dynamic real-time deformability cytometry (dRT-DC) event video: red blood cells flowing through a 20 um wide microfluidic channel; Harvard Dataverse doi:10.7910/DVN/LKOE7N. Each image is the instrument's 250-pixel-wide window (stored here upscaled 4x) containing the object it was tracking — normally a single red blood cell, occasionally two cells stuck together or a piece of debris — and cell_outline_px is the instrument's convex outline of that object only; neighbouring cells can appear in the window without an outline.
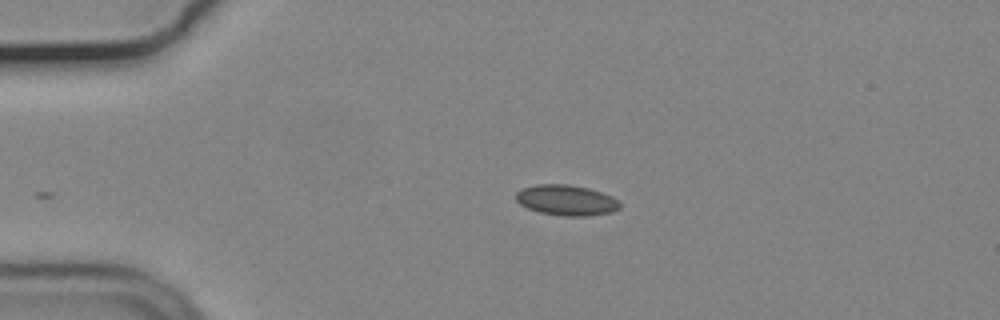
{"species": "common noctule bat (a hibernating species)", "species_latin": "Nyctalus noctula", "temperature_condition": "cold", "stored_images_in_passage": 4, "camera_frame_rate_fps": 3000, "um_per_image_px": 0.085, "animal": {"sex": "male", "body_mass_g": 19.2, "forearm_length_mm": 51.8}, "frame": {"image": 1, "passage_image": 1, "time_ms": 0.0, "image_size_px": [1000, 320], "cell_outline_px": [[620, 208], [612, 212], [588, 216], [564, 216], [540, 212], [528, 208], [520, 204], [516, 200], [516, 192], [524, 188], [536, 184], [568, 184], [588, 188], [612, 196], [620, 204]], "centroid_in_image_um": [48.14, 17.02], "position_along_channel_um": 36.9, "area_um2": 18.38}}